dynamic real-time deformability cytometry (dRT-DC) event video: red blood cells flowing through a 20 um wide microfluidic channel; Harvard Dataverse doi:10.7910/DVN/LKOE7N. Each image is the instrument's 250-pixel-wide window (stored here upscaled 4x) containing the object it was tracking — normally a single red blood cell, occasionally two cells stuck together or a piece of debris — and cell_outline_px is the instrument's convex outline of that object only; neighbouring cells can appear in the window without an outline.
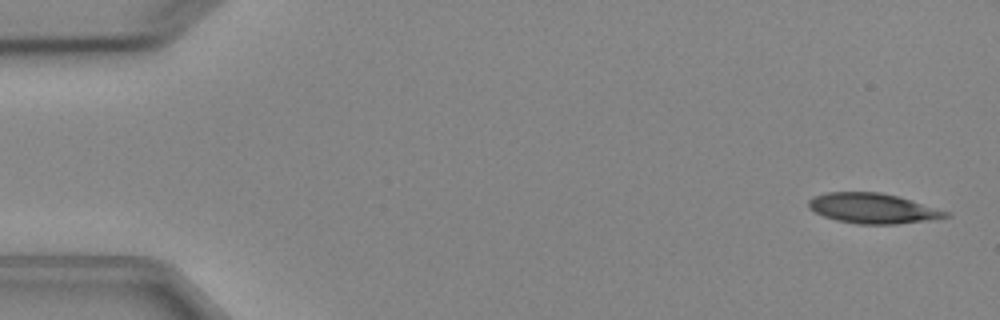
{"species": "Egyptian fruit bat (a non-hibernating species)", "species_latin": "Rousettus aegyptiacus", "temperature_condition": "cold", "stored_images_in_passage": 3, "segment_of_instrument_passage": [1, 2], "camera_frame_rate_fps": 3000, "um_per_image_px": 0.085, "animal": {"sex": "female"}, "frame": {"image": 1, "passage_image": 1, "time_ms": 0.0, "image_size_px": [1000, 320], "cell_outline_px": [[952, 216], [896, 224], [860, 224], [836, 220], [824, 216], [808, 208], [808, 200], [812, 196], [824, 192], [880, 192], [896, 196], [952, 212]], "centroid_in_image_um": [74.16, 17.7], "position_along_channel_um": 10.8, "area_um2": 23.99}}